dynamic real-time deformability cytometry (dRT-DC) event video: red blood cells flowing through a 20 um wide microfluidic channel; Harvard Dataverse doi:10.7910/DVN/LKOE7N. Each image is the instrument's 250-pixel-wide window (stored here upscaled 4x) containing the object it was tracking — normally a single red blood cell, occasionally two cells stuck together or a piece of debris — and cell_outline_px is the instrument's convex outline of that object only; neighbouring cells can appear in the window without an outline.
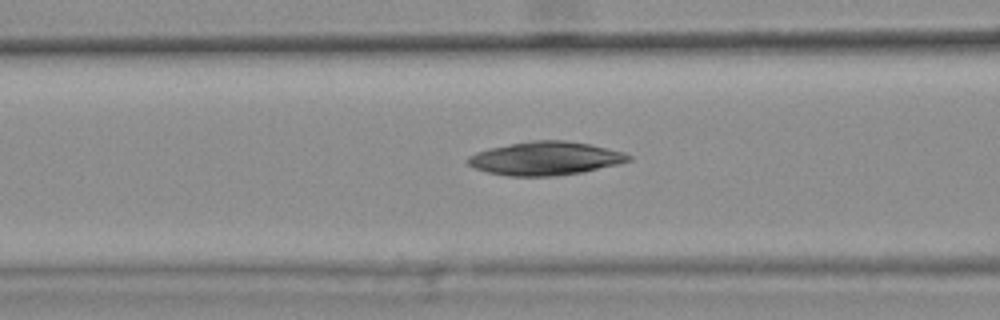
{"species": "common noctule bat (a hibernating species)", "species_latin": "Nyctalus noctula", "temperature_condition": "warm", "stored_images_in_passage": 47, "camera_frame_rate_fps": 3000, "um_per_image_px": 0.085, "animal": {"sex": "female", "body_mass_g": 25.1}, "frame": {"image": 1, "passage_image": 21, "time_ms": 6.667, "image_size_px": [1000, 320], "cell_outline_px": [[632, 160], [584, 172], [556, 176], [508, 176], [488, 172], [476, 168], [468, 164], [464, 160], [468, 156], [476, 152], [488, 148], [532, 140], [564, 140], [588, 144], [624, 152], [632, 156]], "centroid_in_image_um": [46.33, 13.47], "position_along_channel_um": 120.3, "area_um2": 31.33}}